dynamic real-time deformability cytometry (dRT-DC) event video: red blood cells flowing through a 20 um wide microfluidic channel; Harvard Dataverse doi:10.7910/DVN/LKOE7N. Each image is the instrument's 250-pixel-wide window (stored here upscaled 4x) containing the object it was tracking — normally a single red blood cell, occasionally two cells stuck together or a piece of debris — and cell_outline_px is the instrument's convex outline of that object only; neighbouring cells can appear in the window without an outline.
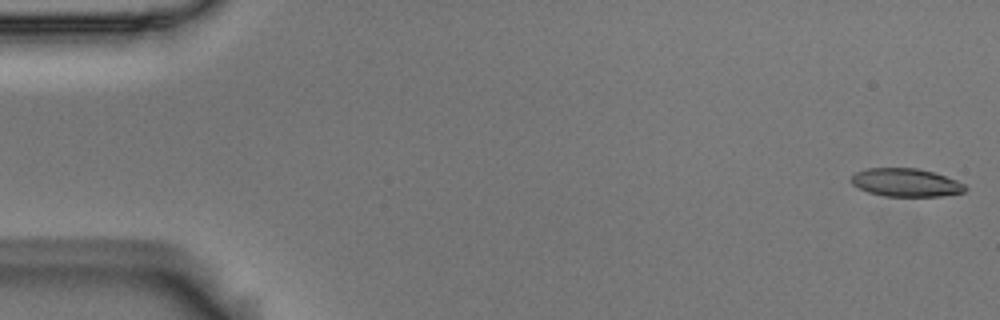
{"species": "Egyptian fruit bat (a non-hibernating species)", "species_latin": "Rousettus aegyptiacus", "temperature_condition": "room temperature", "stored_images_in_passage": 56, "camera_frame_rate_fps": 3000, "um_per_image_px": 0.085, "animal": {"sex": "male"}, "frame": {"image": 1, "passage_image": 1, "time_ms": 0.0, "image_size_px": [1000, 320], "cell_outline_px": [[968, 188], [964, 192], [940, 196], [884, 196], [868, 192], [852, 184], [852, 176], [856, 172], [868, 168], [916, 168], [932, 172], [956, 180], [964, 184]], "centroid_in_image_um": [77.01, 15.52], "position_along_channel_um": 8.0, "area_um2": 18.5}}
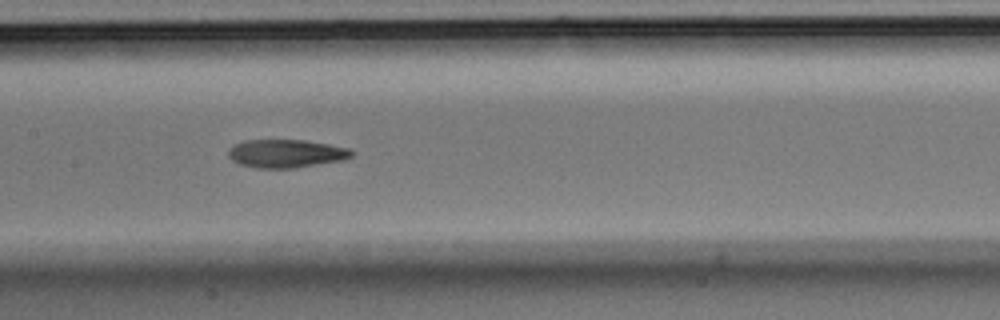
{"frame": {"image": 2, "passage_image": 27, "time_ms": 8.667, "image_size_px": [1000, 320], "cell_outline_px": [[352, 156], [344, 160], [292, 168], [256, 168], [240, 164], [232, 160], [228, 156], [228, 152], [236, 144], [244, 140], [304, 140], [328, 144], [348, 148], [352, 152]], "centroid_in_image_um": [24.31, 13.05], "position_along_channel_um": 183.1, "area_um2": 20.06}}
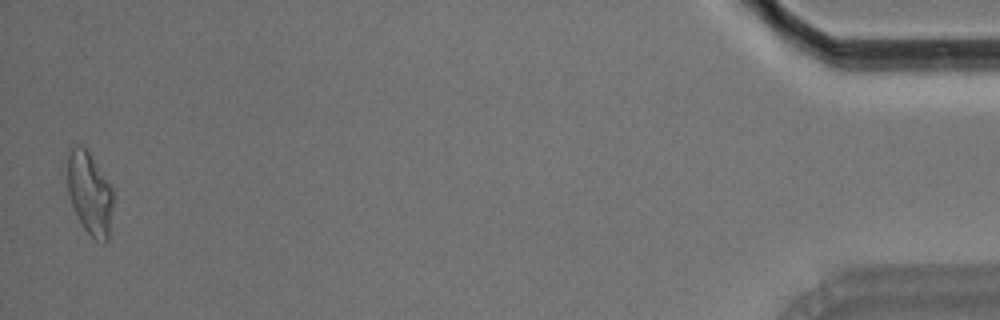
{"frame": {"image": 3, "passage_image": 55, "time_ms": 18.0, "image_size_px": [1000, 320], "cell_outline_px": [[112, 204], [108, 240], [104, 244], [96, 240], [84, 228], [72, 208], [68, 196], [68, 152], [76, 144], [80, 144], [88, 152], [112, 188]], "centroid_in_image_um": [7.6, 16.46], "position_along_channel_um": 427.6, "area_um2": 21.68}, "authors_computed_cell_mechanics": {"area_um2": 20.2589, "velocity_mm_per_s": 3.5951, "shape_relaxation_time_tau1_ms": null, "shape_relaxation_time_tau2_ms": 2.6486, "deformation_change_tau1": null, "deformation_change_tau2": 0.1131}}